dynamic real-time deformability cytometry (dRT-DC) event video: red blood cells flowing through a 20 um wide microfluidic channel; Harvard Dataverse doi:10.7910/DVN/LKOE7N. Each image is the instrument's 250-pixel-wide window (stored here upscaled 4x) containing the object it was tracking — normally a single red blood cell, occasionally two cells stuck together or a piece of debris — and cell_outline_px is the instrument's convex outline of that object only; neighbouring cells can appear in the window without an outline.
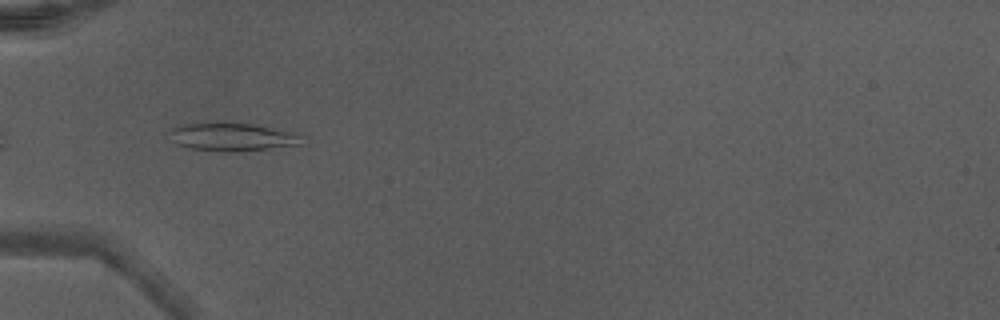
{"species": "Egyptian fruit bat (a non-hibernating species)", "species_latin": "Rousettus aegyptiacus", "temperature_condition": "warm", "stored_images_in_passage": 4, "camera_frame_rate_fps": 3000, "um_per_image_px": 0.085, "animal": {"sex": "male"}, "frame": {"image": 1, "passage_image": 2, "time_ms": 0.333, "image_size_px": [1000, 320], "cell_outline_px": [[304, 136], [300, 144], [268, 148], [232, 152], [224, 152], [192, 148], [176, 144], [172, 132], [172, 128], [184, 124], [252, 124]], "centroid_in_image_um": [19.75, 11.66], "position_along_channel_um": 65.3, "area_um2": 20.46}}